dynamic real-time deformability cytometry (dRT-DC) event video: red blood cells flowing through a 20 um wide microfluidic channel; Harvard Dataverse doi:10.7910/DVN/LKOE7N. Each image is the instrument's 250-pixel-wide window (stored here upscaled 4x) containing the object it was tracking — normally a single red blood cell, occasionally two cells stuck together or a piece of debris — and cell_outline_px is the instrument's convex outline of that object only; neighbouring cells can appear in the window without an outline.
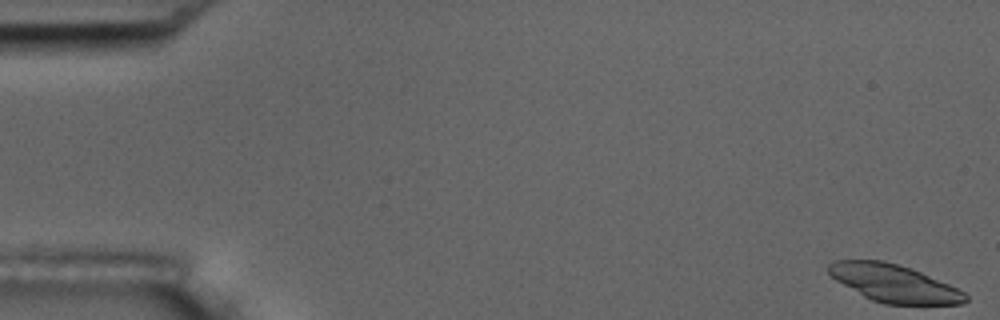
{"species": "common noctule bat (a hibernating species)", "species_latin": "Nyctalus noctula", "temperature_condition": "room temperature", "stored_images_in_passage": 5, "camera_frame_rate_fps": 3000, "um_per_image_px": 0.085, "animal": {"sex": "male", "body_mass_g": 17.5, "forearm_length_mm": 52.3}, "frame": {"image": 1, "passage_image": 1, "time_ms": 0.0, "image_size_px": [1000, 320], "cell_outline_px": [[968, 300], [964, 304], [884, 304], [872, 300], [864, 296], [836, 280], [828, 272], [828, 264], [832, 260], [884, 260], [912, 268], [948, 284], [964, 292], [968, 296]], "centroid_in_image_um": [75.99, 24.07], "position_along_channel_um": 9.0, "area_um2": 29.82}}